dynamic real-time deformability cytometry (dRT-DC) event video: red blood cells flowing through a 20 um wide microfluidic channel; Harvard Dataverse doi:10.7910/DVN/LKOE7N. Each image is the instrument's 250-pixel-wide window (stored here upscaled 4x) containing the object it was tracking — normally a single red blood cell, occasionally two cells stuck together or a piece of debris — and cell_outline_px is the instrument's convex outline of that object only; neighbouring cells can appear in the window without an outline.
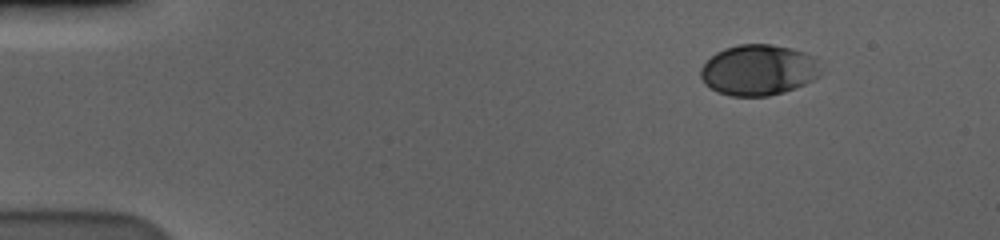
{"species": "human", "species_latin": "Homo sapiens", "temperature_condition": "cold", "stored_images_in_passage": 52, "camera_frame_rate_fps": 3000, "um_per_image_px": 0.085, "donor": {"sex": "male"}, "frame": {"image": 1, "passage_image": 1, "time_ms": 0.0, "image_size_px": [1000, 240], "cell_outline_px": [[820, 76], [796, 88], [784, 92], [768, 96], [732, 96], [716, 92], [704, 84], [700, 76], [700, 68], [716, 52], [724, 48], [740, 44], [772, 44], [792, 48], [816, 56], [820, 72]], "centroid_in_image_um": [64.47, 5.95], "position_along_channel_um": 20.5, "area_um2": 35.84}}
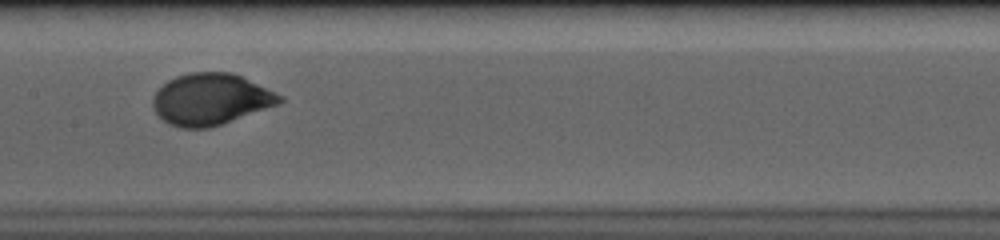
{"frame": {"image": 2, "passage_image": 24, "time_ms": 7.667, "image_size_px": [1000, 240], "cell_outline_px": [[284, 100], [276, 104], [220, 124], [208, 128], [180, 128], [168, 124], [152, 108], [152, 96], [168, 80], [176, 76], [188, 72], [232, 72], [284, 96]], "centroid_in_image_um": [17.86, 8.42], "position_along_channel_um": 189.5, "area_um2": 37.63}}
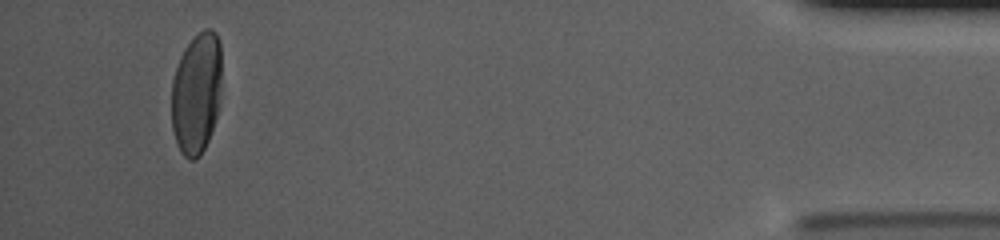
{"frame": {"image": 3, "passage_image": 49, "time_ms": 16.0, "image_size_px": [1000, 240], "cell_outline_px": [[220, 80], [216, 116], [208, 140], [200, 156], [196, 160], [188, 160], [180, 152], [176, 144], [172, 128], [172, 80], [180, 56], [184, 48], [204, 28], [212, 28], [216, 32], [220, 40]], "centroid_in_image_um": [16.68, 7.93], "position_along_channel_um": 418.5, "area_um2": 35.37}, "authors_computed_cell_mechanics": {"area_um2": 36.1539, "velocity_mm_per_s": 3.5668, "shape_relaxation_time_tau1_ms": 2.8177, "shape_relaxation_time_tau2_ms": null, "deformation_change_tau1": 0.1571, "deformation_change_tau2": null}}